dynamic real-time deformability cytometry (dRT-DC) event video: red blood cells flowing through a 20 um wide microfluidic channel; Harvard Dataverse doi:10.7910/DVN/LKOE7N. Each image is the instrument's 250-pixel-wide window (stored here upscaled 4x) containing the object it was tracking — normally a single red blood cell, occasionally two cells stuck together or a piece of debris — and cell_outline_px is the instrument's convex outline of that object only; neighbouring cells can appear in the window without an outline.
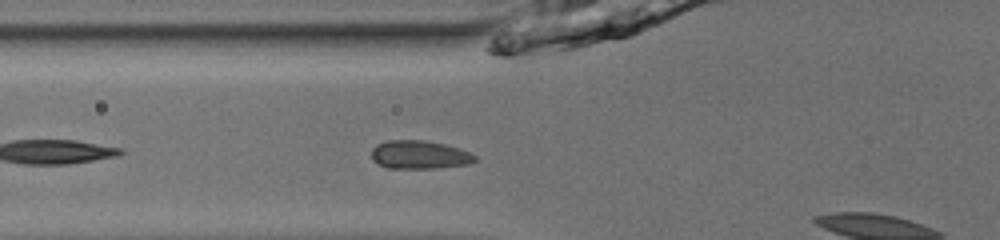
{"species": "common noctule bat (a hibernating species)", "species_latin": "Nyctalus noctula", "temperature_condition": "room temperature", "stored_images_in_passage": 6, "camera_frame_rate_fps": 3000, "um_per_image_px": 0.085, "animal": {"sex": "male", "body_mass_g": 13.0, "forearm_length_mm": 53.1}, "frame": {"image": 1, "passage_image": 3, "time_ms": 0.667, "image_size_px": [1000, 240], "cell_outline_px": [[476, 160], [468, 164], [436, 168], [388, 168], [372, 160], [372, 148], [376, 144], [388, 140], [424, 140], [444, 144], [460, 148], [476, 156]], "centroid_in_image_um": [35.64, 13.15], "position_along_channel_um": 90.2, "area_um2": 17.05}}